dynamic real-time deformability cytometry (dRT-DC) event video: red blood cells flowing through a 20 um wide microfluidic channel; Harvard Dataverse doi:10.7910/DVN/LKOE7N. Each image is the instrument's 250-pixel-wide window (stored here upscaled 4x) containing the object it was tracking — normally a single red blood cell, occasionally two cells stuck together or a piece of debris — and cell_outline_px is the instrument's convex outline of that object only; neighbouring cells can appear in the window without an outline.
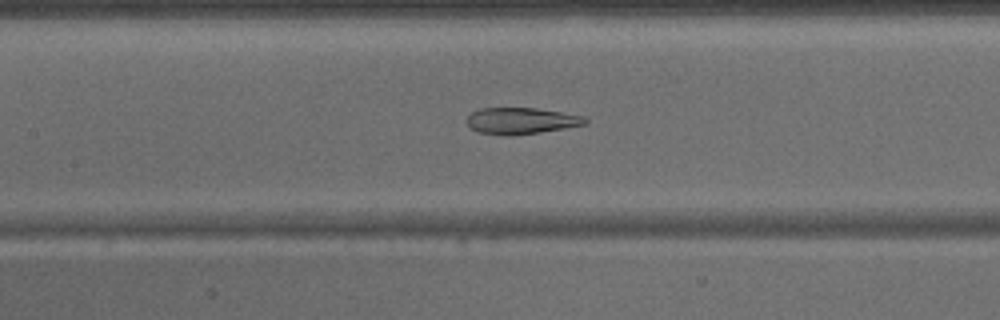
{"species": "common noctule bat (a hibernating species)", "species_latin": "Nyctalus noctula", "temperature_condition": "warm", "stored_images_in_passage": 43, "camera_frame_rate_fps": 3000, "um_per_image_px": 0.085, "animal": {"sex": "male", "body_mass_g": 15.6}, "frame": {"image": 1, "passage_image": 19, "time_ms": 6.0, "image_size_px": [1000, 320], "cell_outline_px": [[588, 124], [540, 132], [480, 132], [468, 128], [464, 120], [472, 112], [480, 108], [536, 108], [584, 116], [588, 120]], "centroid_in_image_um": [44.31, 10.22], "position_along_channel_um": 163.1, "area_um2": 17.46}}
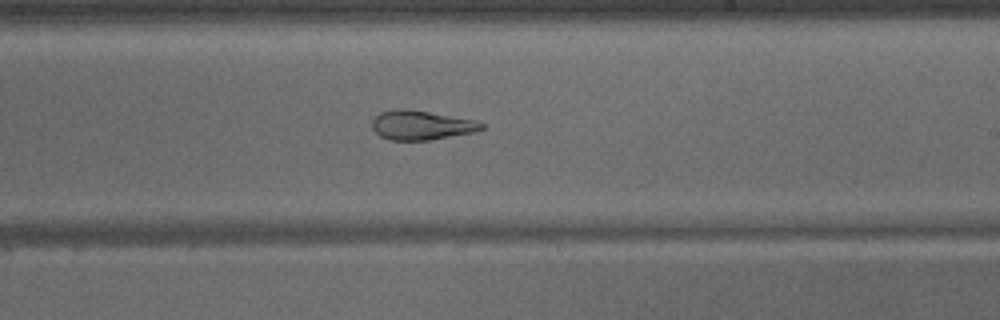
{"frame": {"image": 2, "passage_image": 25, "time_ms": 8.0, "image_size_px": [1000, 320], "cell_outline_px": [[484, 128], [476, 132], [428, 140], [388, 140], [380, 136], [372, 128], [372, 120], [380, 112], [396, 108], [408, 108], [476, 120], [484, 124]], "centroid_in_image_um": [35.81, 10.63], "position_along_channel_um": 253.2, "area_um2": 18.9}}
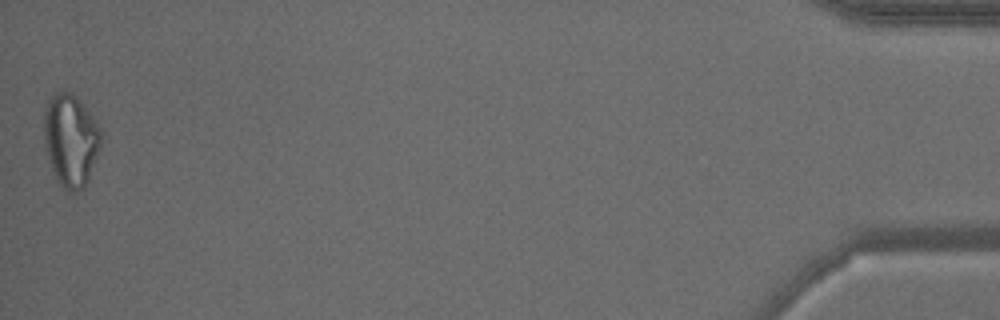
{"frame": {"image": 3, "passage_image": 43, "time_ms": 14.0, "image_size_px": [1000, 320], "cell_outline_px": [[100, 140], [96, 156], [88, 180], [76, 192], [68, 192], [56, 180], [44, 148], [44, 108], [48, 100], [56, 92], [64, 88], [76, 96], [80, 100], [92, 116], [100, 128]], "centroid_in_image_um": [5.96, 11.87], "position_along_channel_um": 429.2, "area_um2": 30.58}}